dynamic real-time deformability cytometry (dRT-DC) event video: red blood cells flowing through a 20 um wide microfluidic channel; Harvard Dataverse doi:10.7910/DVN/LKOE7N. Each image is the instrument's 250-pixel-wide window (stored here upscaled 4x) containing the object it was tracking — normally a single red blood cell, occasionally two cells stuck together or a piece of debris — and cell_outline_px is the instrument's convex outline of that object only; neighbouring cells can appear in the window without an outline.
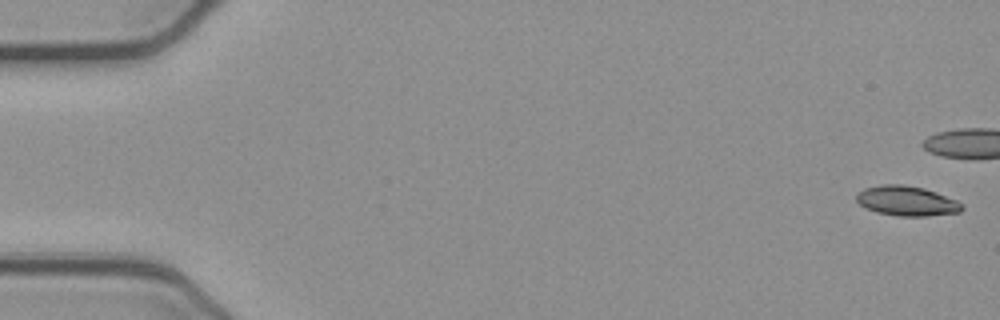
{"species": "common noctule bat (a hibernating species)", "species_latin": "Nyctalus noctula", "temperature_condition": "cold", "stored_images_in_passage": 11, "camera_frame_rate_fps": 3000, "um_per_image_px": 0.085, "animal": {"sex": "female", "body_mass_g": 21.9}, "frame": {"image": 1, "passage_image": 1, "time_ms": 0.0, "image_size_px": [1000, 320], "cell_outline_px": [[964, 208], [960, 212], [924, 216], [900, 216], [876, 212], [860, 204], [856, 200], [856, 192], [864, 188], [880, 184], [904, 184], [924, 188], [936, 192], [956, 200], [964, 204]], "centroid_in_image_um": [77.07, 17.06], "position_along_channel_um": 7.9, "area_um2": 18.44}}